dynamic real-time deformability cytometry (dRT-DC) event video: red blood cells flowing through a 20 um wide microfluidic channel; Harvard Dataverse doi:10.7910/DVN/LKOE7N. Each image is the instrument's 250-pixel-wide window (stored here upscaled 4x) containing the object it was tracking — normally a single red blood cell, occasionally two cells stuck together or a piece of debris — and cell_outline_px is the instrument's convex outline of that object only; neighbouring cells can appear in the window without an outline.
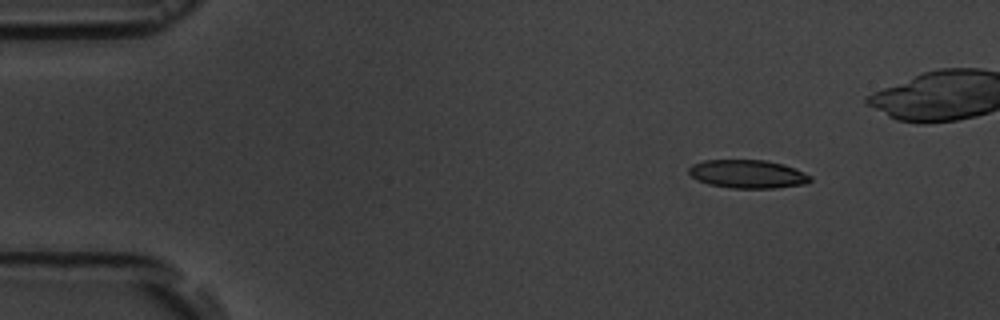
{"species": "common noctule bat (a hibernating species)", "species_latin": "Nyctalus noctula", "temperature_condition": "room temperature", "stored_images_in_passage": 4, "camera_frame_rate_fps": 3000, "um_per_image_px": 0.085, "animal": {"sex": "male", "body_mass_g": 19.5, "forearm_length_mm": 54.6}, "frame": {"image": 1, "passage_image": 1, "time_ms": 0.0, "image_size_px": [1000, 320], "cell_outline_px": [[812, 180], [804, 184], [776, 188], [732, 188], [708, 184], [692, 176], [688, 172], [688, 168], [692, 164], [704, 160], [764, 160], [784, 164], [804, 172], [812, 176]], "centroid_in_image_um": [63.57, 14.79], "position_along_channel_um": 21.4, "area_um2": 20.06}}